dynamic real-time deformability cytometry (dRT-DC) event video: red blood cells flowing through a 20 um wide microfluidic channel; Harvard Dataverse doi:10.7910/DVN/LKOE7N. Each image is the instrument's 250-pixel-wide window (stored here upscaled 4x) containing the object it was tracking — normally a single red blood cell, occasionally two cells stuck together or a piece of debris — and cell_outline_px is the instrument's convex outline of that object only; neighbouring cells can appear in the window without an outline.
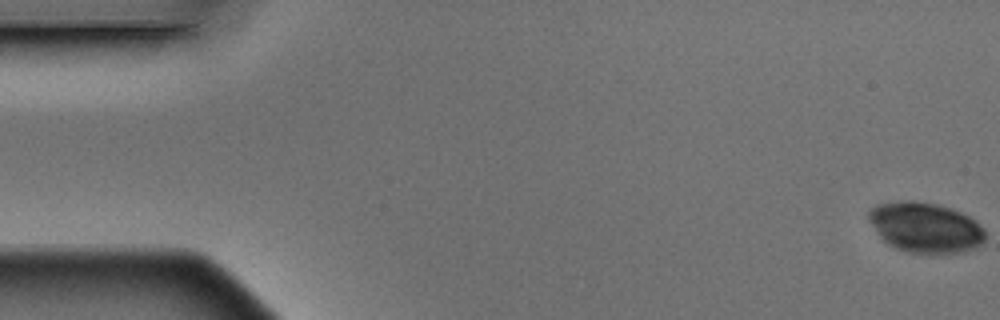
{"species": "Egyptian fruit bat (a non-hibernating species)", "species_latin": "Rousettus aegyptiacus", "temperature_condition": "warm", "stored_images_in_passage": 5, "camera_frame_rate_fps": 3000, "um_per_image_px": 0.085, "animal": {"sex": "male"}, "frame": {"image": 1, "passage_image": 1, "time_ms": 0.0, "image_size_px": [1000, 320], "cell_outline_px": [[984, 240], [980, 244], [972, 248], [960, 252], [908, 252], [896, 248], [888, 244], [880, 236], [868, 220], [868, 212], [876, 204], [900, 200], [916, 200], [936, 204], [960, 212], [976, 220], [984, 228]], "centroid_in_image_um": [78.62, 19.3], "position_along_channel_um": 6.4, "area_um2": 33.76}}